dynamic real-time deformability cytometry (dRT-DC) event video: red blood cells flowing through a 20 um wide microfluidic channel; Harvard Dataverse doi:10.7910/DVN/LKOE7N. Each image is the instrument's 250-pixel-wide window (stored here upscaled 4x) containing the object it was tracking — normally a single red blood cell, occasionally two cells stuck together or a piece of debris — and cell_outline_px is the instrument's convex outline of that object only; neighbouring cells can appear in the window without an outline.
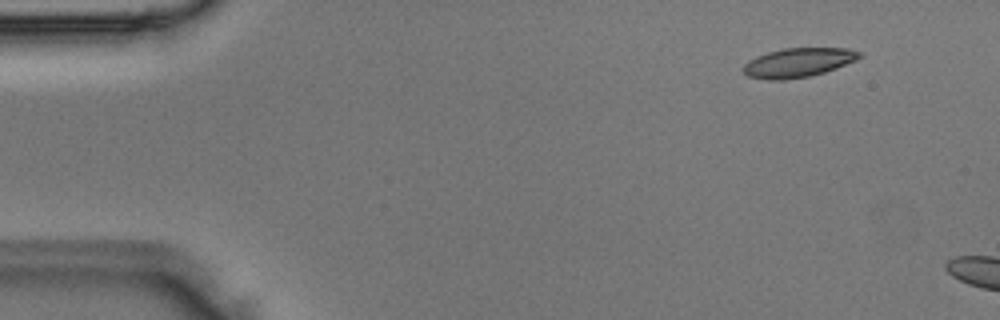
{"species": "Egyptian fruit bat (a non-hibernating species)", "species_latin": "Rousettus aegyptiacus", "temperature_condition": "room temperature", "stored_images_in_passage": 3, "camera_frame_rate_fps": 3000, "um_per_image_px": 0.085, "animal": {"sex": "male"}, "frame": {"image": 1, "passage_image": 2, "time_ms": 0.333, "image_size_px": [1000, 320], "cell_outline_px": [[864, 56], [856, 60], [836, 68], [824, 72], [808, 76], [784, 80], [768, 80], [748, 76], [744, 72], [744, 64], [748, 60], [756, 56], [768, 52], [784, 48], [848, 48], [864, 52]], "centroid_in_image_um": [67.89, 5.31], "position_along_channel_um": 17.1, "area_um2": 19.83}}